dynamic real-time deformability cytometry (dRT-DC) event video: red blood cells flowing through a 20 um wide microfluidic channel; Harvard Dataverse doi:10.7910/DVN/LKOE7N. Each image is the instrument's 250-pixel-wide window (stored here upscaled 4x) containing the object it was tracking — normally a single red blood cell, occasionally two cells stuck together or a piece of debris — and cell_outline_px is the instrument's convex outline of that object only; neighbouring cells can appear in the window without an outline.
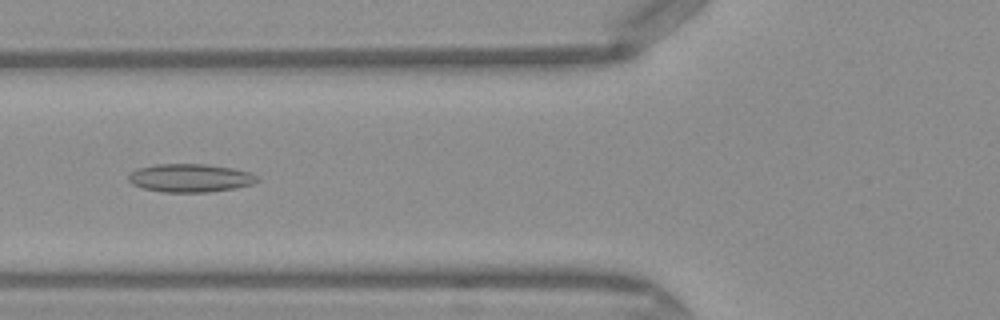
{"species": "Egyptian fruit bat (a non-hibernating species)", "species_latin": "Rousettus aegyptiacus", "temperature_condition": "warm", "stored_images_in_passage": 39, "camera_frame_rate_fps": 3000, "um_per_image_px": 0.085, "frame": {"image": 1, "passage_image": 9, "time_ms": 2.667, "image_size_px": [1000, 320], "cell_outline_px": [[260, 180], [252, 184], [236, 188], [208, 192], [164, 192], [144, 188], [132, 184], [128, 180], [128, 176], [136, 168], [156, 164], [208, 164], [232, 168], [252, 172], [260, 176]], "centroid_in_image_um": [16.22, 15.12], "position_along_channel_um": 109.6, "area_um2": 21.39}}
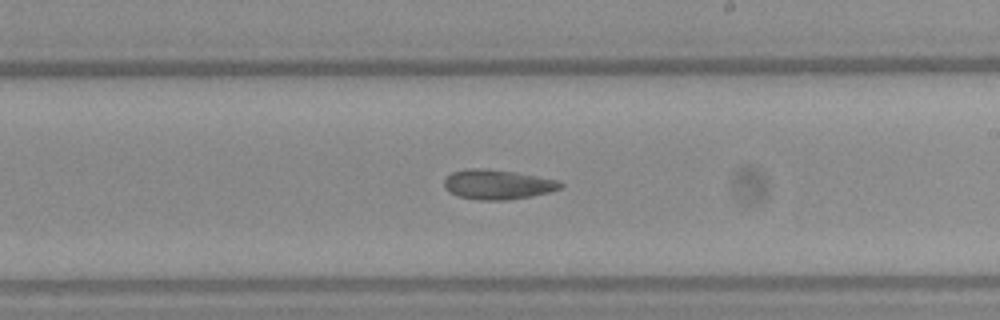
{"frame": {"image": 2, "passage_image": 19, "time_ms": 6.0, "image_size_px": [1000, 320], "cell_outline_px": [[564, 184], [560, 188], [548, 192], [532, 196], [504, 200], [480, 200], [456, 196], [448, 192], [444, 188], [444, 176], [452, 172], [464, 168], [488, 168], [516, 172], [560, 180]], "centroid_in_image_um": [42.24, 15.66], "position_along_channel_um": 246.8, "area_um2": 20.52}}
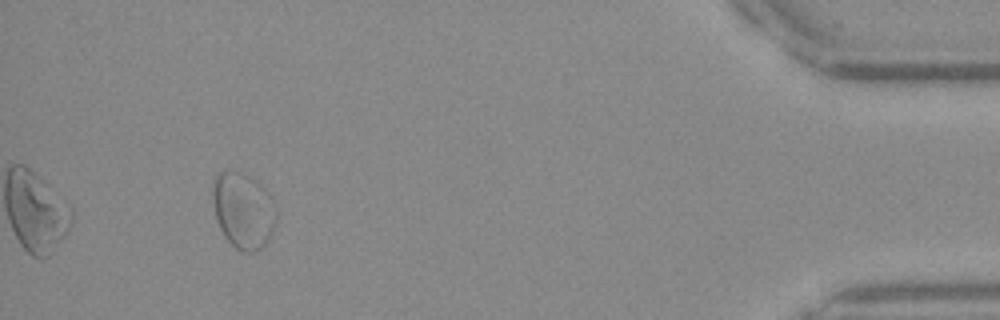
{"frame": {"image": 3, "passage_image": 36, "time_ms": 11.667, "image_size_px": [1000, 320], "cell_outline_px": [[276, 224], [268, 240], [260, 248], [252, 252], [240, 252], [224, 236], [216, 220], [212, 196], [212, 180], [220, 172], [240, 172], [252, 176], [268, 192], [276, 208]], "centroid_in_image_um": [20.67, 17.89], "position_along_channel_um": 414.5, "area_um2": 28.26}, "authors_computed_cell_mechanics": {"area_um2": 21.097, "velocity_mm_per_s": 4.1056, "shape_relaxation_time_tau1_ms": null, "shape_relaxation_time_tau2_ms": 3.8591, "deformation_change_tau1": null, "deformation_change_tau2": 0.0826}}